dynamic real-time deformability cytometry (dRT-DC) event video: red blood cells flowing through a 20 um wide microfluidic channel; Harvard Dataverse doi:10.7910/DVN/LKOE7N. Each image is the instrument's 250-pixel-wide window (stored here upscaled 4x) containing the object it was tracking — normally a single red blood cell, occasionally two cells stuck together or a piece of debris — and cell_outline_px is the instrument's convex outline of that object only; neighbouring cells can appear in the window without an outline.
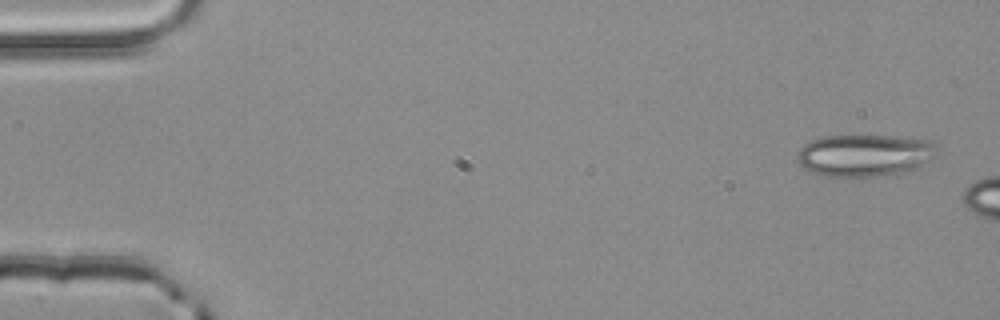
{"species": "common noctule bat (a hibernating species)", "species_latin": "Nyctalus noctula", "temperature_condition": "room temperature", "stored_images_in_passage": 6, "camera_frame_rate_fps": 3000, "um_per_image_px": 0.085, "animal": {"sex": "male", "body_mass_g": 20.4}, "frame": {"image": 1, "passage_image": 1, "time_ms": 0.0, "image_size_px": [1000, 320], "cell_outline_px": [[936, 148], [928, 160], [916, 168], [908, 172], [884, 176], [820, 176], [804, 168], [796, 160], [796, 152], [804, 144], [812, 140], [824, 136], [888, 136], [932, 140]], "centroid_in_image_um": [73.43, 13.21], "position_along_channel_um": 11.6, "area_um2": 34.22}}
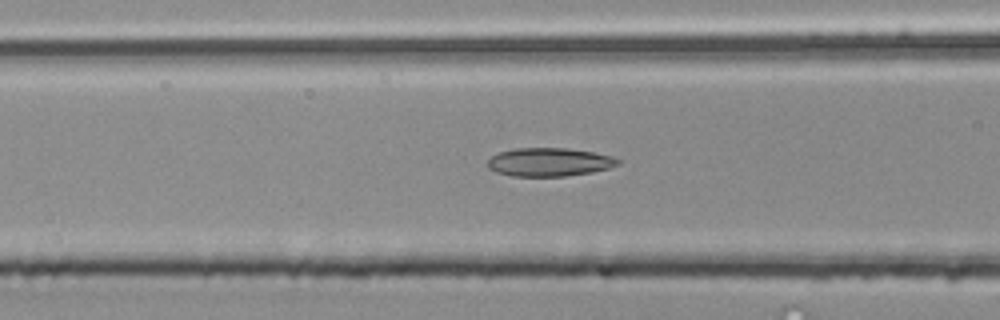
{"frame": {"image": 2, "passage_image": 6, "time_ms": 1.667, "image_size_px": [1000, 320], "cell_outline_px": [[620, 164], [608, 168], [592, 172], [564, 176], [512, 176], [496, 172], [488, 168], [488, 160], [492, 156], [500, 152], [516, 148], [568, 148], [592, 152], [612, 156], [620, 160]], "centroid_in_image_um": [46.69, 13.77], "position_along_channel_um": 119.9, "area_um2": 21.5}}